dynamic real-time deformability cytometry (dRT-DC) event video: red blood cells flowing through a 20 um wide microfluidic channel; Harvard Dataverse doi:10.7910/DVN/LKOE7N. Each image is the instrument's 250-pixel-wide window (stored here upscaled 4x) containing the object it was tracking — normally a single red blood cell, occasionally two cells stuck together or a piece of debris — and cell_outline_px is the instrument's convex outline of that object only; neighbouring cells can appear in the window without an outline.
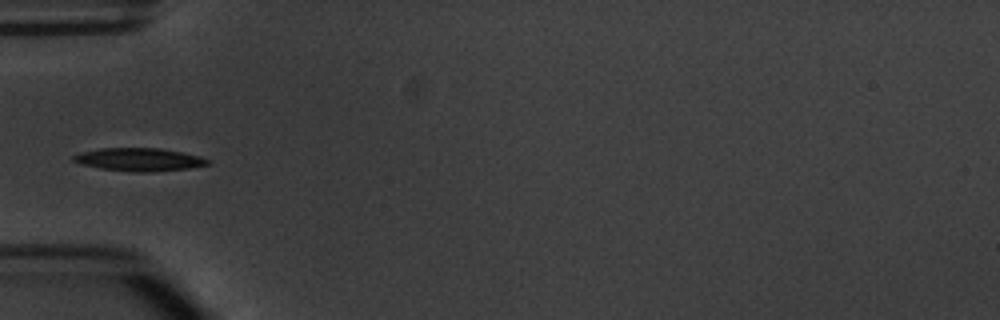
{"species": "common noctule bat (a hibernating species)", "species_latin": "Nyctalus noctula", "temperature_condition": "warm", "stored_images_in_passage": 9, "camera_frame_rate_fps": 3000, "um_per_image_px": 0.085, "animal": {"sex": "male", "body_mass_g": 20.1, "forearm_length_mm": 53.5}, "frame": {"image": 1, "passage_image": 6, "time_ms": 6.0, "image_size_px": [1000, 320], "cell_outline_px": [[212, 164], [188, 168], [152, 172], [136, 172], [100, 168], [84, 164], [72, 160], [72, 156], [80, 152], [100, 148], [160, 148], [200, 156], [208, 160]], "centroid_in_image_um": [11.84, 13.55], "position_along_channel_um": 73.2, "area_um2": 17.86}}
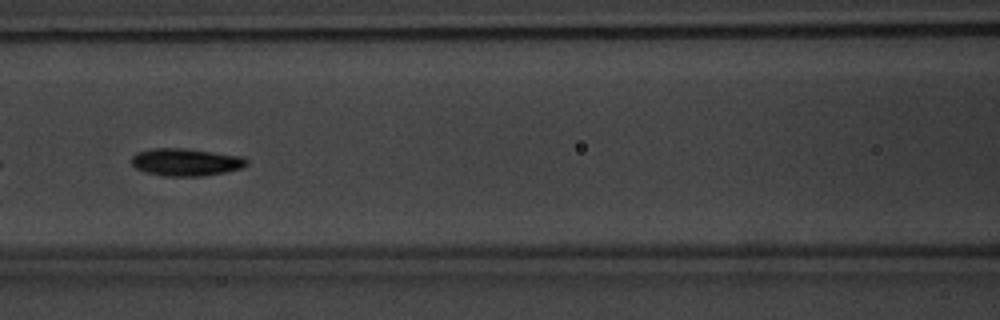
{"frame": {"image": 2, "passage_image": 8, "time_ms": 8.0, "image_size_px": [1000, 320], "cell_outline_px": [[248, 164], [240, 168], [224, 172], [204, 176], [164, 176], [144, 172], [136, 168], [132, 164], [132, 156], [136, 152], [152, 148], [188, 148], [244, 156], [248, 160]], "centroid_in_image_um": [15.8, 13.77], "position_along_channel_um": 150.8, "area_um2": 18.67}}
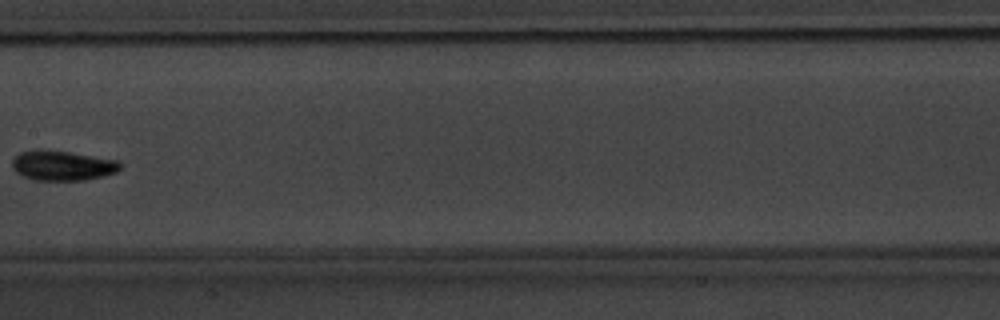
{"frame": {"image": 3, "passage_image": 9, "time_ms": 9.333, "image_size_px": [1000, 320], "cell_outline_px": [[120, 168], [116, 172], [104, 176], [84, 180], [32, 180], [16, 172], [12, 168], [12, 160], [20, 152], [32, 148], [44, 148], [116, 160], [120, 164]], "centroid_in_image_um": [5.24, 14.05], "position_along_channel_um": 202.2, "area_um2": 18.96}}